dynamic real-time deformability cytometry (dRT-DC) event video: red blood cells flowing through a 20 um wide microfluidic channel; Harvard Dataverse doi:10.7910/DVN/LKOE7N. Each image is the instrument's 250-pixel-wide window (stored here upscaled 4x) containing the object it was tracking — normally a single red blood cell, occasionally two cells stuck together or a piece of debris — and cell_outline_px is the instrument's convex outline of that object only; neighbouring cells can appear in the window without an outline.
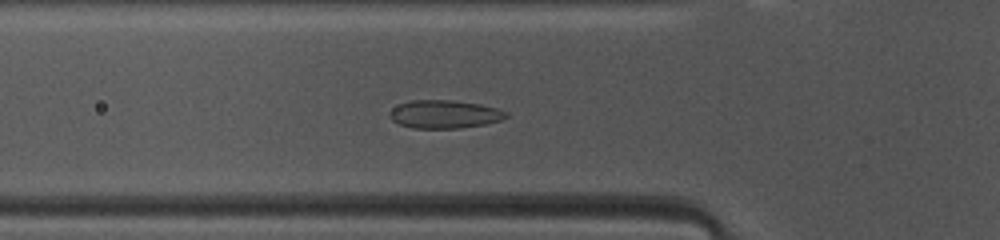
{"species": "common noctule bat (a hibernating species)", "species_latin": "Nyctalus noctula", "temperature_condition": "warm", "stored_images_in_passage": 38, "camera_frame_rate_fps": 3000, "um_per_image_px": 0.085, "animal": {"sex": "female", "body_mass_g": 10.0, "forearm_length_mm": 53.1}, "frame": {"image": 1, "passage_image": 6, "time_ms": 1.667, "image_size_px": [1000, 240], "cell_outline_px": [[508, 116], [500, 120], [484, 124], [456, 128], [412, 128], [400, 124], [392, 120], [388, 116], [388, 112], [392, 108], [400, 104], [412, 100], [452, 100], [480, 104], [496, 108], [508, 112]], "centroid_in_image_um": [37.75, 9.7], "position_along_channel_um": 88.1, "area_um2": 19.02}}
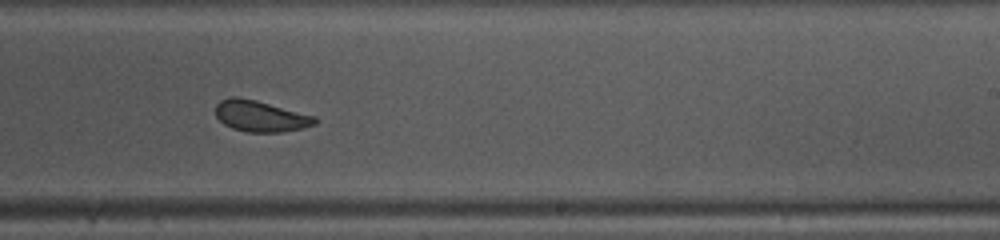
{"frame": {"image": 2, "passage_image": 19, "time_ms": 6.0, "image_size_px": [1000, 240], "cell_outline_px": [[316, 124], [304, 128], [280, 132], [244, 132], [232, 128], [224, 124], [216, 116], [216, 104], [220, 100], [228, 96], [240, 96], [256, 100], [316, 116]], "centroid_in_image_um": [22.12, 9.86], "position_along_channel_um": 266.9, "area_um2": 18.21}}
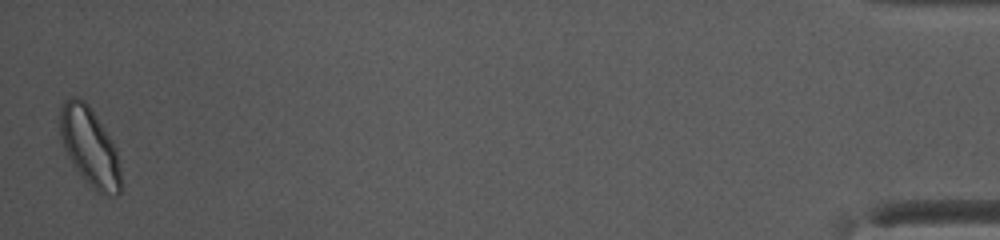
{"frame": {"image": 3, "passage_image": 38, "time_ms": 12.333, "image_size_px": [1000, 240], "cell_outline_px": [[120, 192], [116, 196], [108, 196], [96, 192], [84, 180], [68, 156], [64, 148], [60, 136], [60, 108], [64, 100], [72, 96], [76, 96], [84, 100], [88, 104], [112, 140], [116, 148], [120, 168]], "centroid_in_image_um": [7.62, 12.48], "position_along_channel_um": 427.6, "area_um2": 27.86}, "authors_computed_cell_mechanics": {"area_um2": 18.6694, "velocity_mm_per_s": 4.1247, "shape_relaxation_time_tau1_ms": 5.9212, "shape_relaxation_time_tau2_ms": 1.073, "deformation_change_tau1": 0.1319, "deformation_change_tau2": 0.0447}}